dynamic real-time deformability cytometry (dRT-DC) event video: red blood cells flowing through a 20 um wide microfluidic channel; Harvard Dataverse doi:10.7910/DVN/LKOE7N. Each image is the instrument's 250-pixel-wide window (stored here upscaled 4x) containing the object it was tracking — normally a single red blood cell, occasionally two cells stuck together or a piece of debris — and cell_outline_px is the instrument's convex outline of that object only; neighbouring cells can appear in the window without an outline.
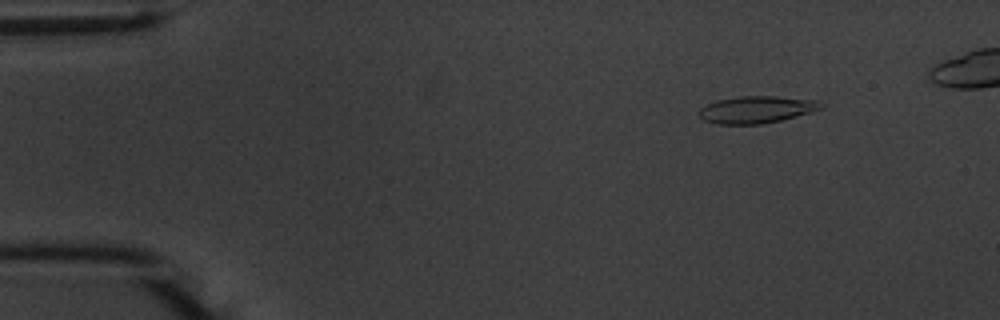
{"species": "common noctule bat (a hibernating species)", "species_latin": "Nyctalus noctula", "temperature_condition": "warm", "stored_images_in_passage": 14, "camera_frame_rate_fps": 3000, "um_per_image_px": 0.085, "animal": {"sex": "male", "body_mass_g": 20.1, "forearm_length_mm": 53.5}, "frame": {"image": 1, "passage_image": 7, "time_ms": 2.0, "image_size_px": [1000, 320], "cell_outline_px": [[824, 104], [820, 108], [812, 112], [780, 120], [760, 124], [716, 124], [704, 120], [700, 116], [700, 108], [716, 100], [740, 96], [776, 96], [816, 100]], "centroid_in_image_um": [64.3, 9.31], "position_along_channel_um": 20.7, "area_um2": 19.07}}